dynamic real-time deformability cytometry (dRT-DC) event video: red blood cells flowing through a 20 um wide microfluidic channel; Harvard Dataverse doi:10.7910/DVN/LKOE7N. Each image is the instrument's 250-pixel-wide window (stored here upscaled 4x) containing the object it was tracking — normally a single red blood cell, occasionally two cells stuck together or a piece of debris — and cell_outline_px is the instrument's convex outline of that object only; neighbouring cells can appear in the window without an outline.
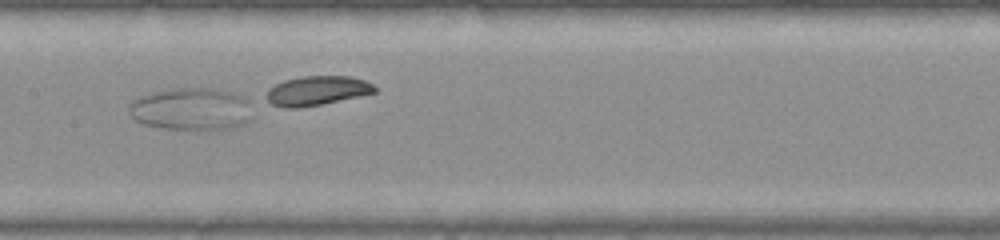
{"species": "common noctule bat (a hibernating species)", "species_latin": "Nyctalus noctula", "temperature_condition": "warm", "stored_images_in_passage": 47, "camera_frame_rate_fps": 3000, "um_per_image_px": 0.085, "animal": {"sex": "female", "body_mass_g": 22.0, "forearm_length_mm": 56.7}, "frame": {"image": 1, "passage_image": 27, "time_ms": 8.667, "image_size_px": [1000, 240], "cell_outline_px": [[248, 120], [244, 124], [228, 128], [164, 128], [144, 124], [136, 120], [128, 112], [128, 108], [132, 100], [140, 96], [172, 88], [212, 88], [232, 92], [244, 96], [248, 100]], "centroid_in_image_um": [16.21, 9.24], "position_along_channel_um": 191.2, "area_um2": 29.88}}